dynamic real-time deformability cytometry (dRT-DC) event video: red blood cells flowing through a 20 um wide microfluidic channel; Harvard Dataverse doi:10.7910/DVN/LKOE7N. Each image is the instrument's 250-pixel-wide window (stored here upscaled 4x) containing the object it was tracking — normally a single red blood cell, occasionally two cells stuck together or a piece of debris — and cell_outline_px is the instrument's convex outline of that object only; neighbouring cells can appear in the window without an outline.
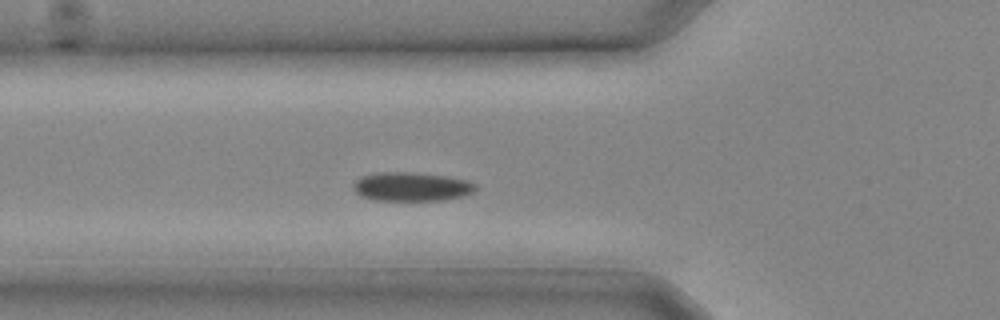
{"species": "common noctule bat (a hibernating species)", "species_latin": "Nyctalus noctula", "temperature_condition": "cold", "stored_images_in_passage": 9, "camera_frame_rate_fps": 3000, "um_per_image_px": 0.085, "animal": {"sex": "male", "body_mass_g": 20.4}, "frame": {"image": 1, "passage_image": 7, "time_ms": 2.0, "image_size_px": [1000, 320], "cell_outline_px": [[476, 188], [472, 192], [460, 196], [444, 200], [376, 200], [360, 196], [356, 192], [352, 184], [360, 176], [380, 172], [412, 172], [448, 176], [468, 180], [476, 184]], "centroid_in_image_um": [34.96, 15.85], "position_along_channel_um": 90.8, "area_um2": 20.58}}
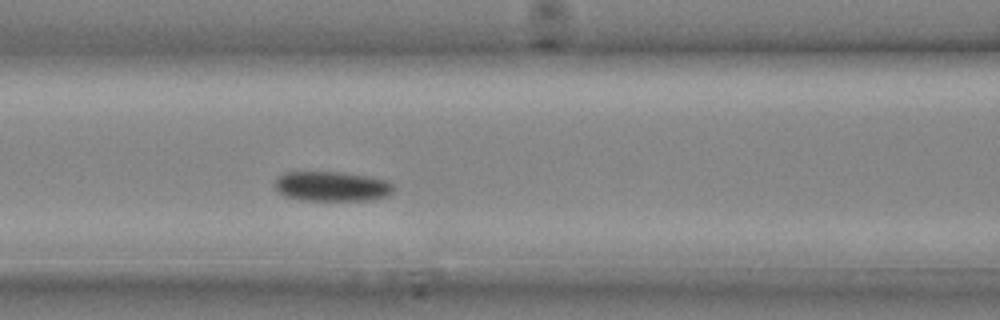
{"frame": {"image": 2, "passage_image": 9, "time_ms": 2.667, "image_size_px": [1000, 320], "cell_outline_px": [[392, 192], [388, 196], [372, 200], [300, 200], [284, 196], [276, 188], [276, 180], [284, 172], [340, 172], [368, 176], [388, 180], [392, 184]], "centroid_in_image_um": [28.23, 15.84], "position_along_channel_um": 138.4, "area_um2": 20.58}}